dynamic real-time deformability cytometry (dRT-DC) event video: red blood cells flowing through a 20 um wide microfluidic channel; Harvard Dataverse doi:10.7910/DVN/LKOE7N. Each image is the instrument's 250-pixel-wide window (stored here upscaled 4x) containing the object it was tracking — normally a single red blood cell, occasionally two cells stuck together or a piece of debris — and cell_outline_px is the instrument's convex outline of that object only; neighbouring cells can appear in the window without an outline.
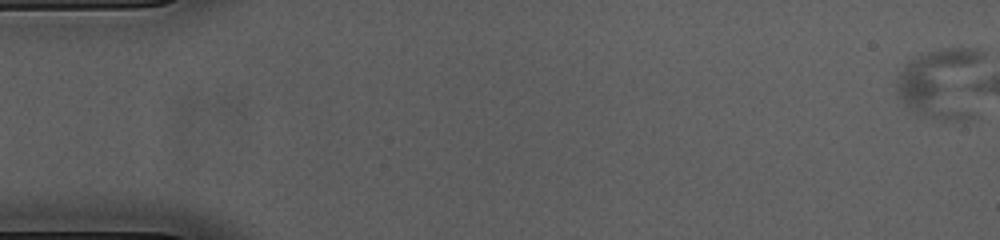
{"species": "common noctule bat (a hibernating species)", "species_latin": "Nyctalus noctula", "temperature_condition": "cold", "stored_images_in_passage": 4, "camera_frame_rate_fps": 3000, "um_per_image_px": 0.085, "animal": {"sex": "female", "body_mass_g": 23.0, "forearm_length_mm": 53.4}, "frame": {"image": 1, "passage_image": 1, "time_ms": 0.0, "image_size_px": [1000, 240], "cell_outline_px": [[984, 56], [976, 116], [968, 120], [940, 120], [916, 116], [896, 100], [896, 76], [904, 64], [908, 60], [928, 52], [944, 48], [976, 48], [984, 52]], "centroid_in_image_um": [80.06, 7.13], "position_along_channel_um": 4.9, "area_um2": 38.44}}